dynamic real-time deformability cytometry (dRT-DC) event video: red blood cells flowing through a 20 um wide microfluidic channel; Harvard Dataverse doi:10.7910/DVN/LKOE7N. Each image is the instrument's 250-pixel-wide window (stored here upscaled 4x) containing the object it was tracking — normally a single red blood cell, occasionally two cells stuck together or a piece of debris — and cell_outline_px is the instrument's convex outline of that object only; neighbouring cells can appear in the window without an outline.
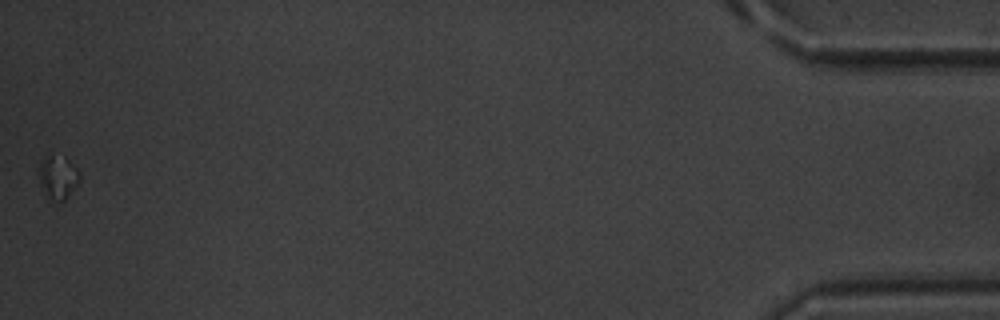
{"species": "common noctule bat (a hibernating species)", "species_latin": "Nyctalus noctula", "temperature_condition": "warm", "stored_images_in_passage": 52, "camera_frame_rate_fps": 3000, "um_per_image_px": 0.085, "animal": {"sex": "male", "body_mass_g": 20.1, "forearm_length_mm": 53.5}, "frame": {"image": 1, "passage_image": 52, "time_ms": 17.0, "image_size_px": [1000, 320], "cell_outline_px": [[80, 180], [64, 200], [52, 200], [48, 196], [40, 184], [36, 168], [40, 160], [48, 156], [64, 156], [80, 172]], "centroid_in_image_um": [4.89, 15.02], "position_along_channel_um": 430.3, "area_um2": 10.23}}